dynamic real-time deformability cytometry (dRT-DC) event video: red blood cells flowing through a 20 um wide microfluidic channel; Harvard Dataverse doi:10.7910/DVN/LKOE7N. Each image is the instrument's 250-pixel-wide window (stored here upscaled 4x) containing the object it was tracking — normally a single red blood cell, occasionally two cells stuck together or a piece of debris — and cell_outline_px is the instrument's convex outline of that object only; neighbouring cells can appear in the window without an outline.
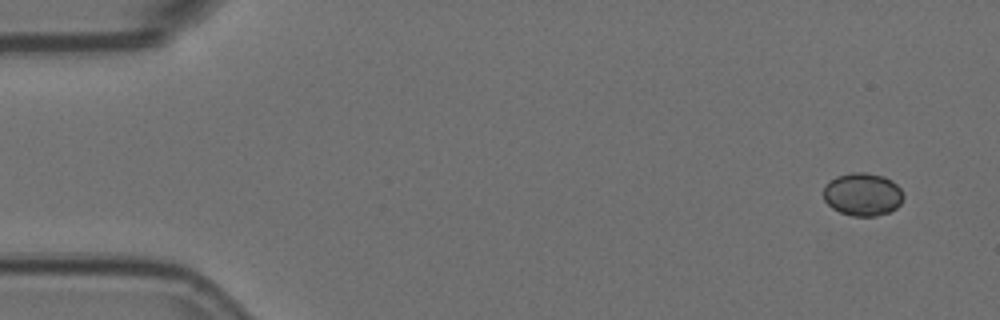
{"species": "Egyptian fruit bat (a non-hibernating species)", "species_latin": "Rousettus aegyptiacus", "temperature_condition": "room temperature", "stored_images_in_passage": 5, "camera_frame_rate_fps": 3000, "um_per_image_px": 0.085, "animal": {"sex": "female"}, "frame": {"image": 1, "passage_image": 1, "time_ms": 0.0, "image_size_px": [1000, 320], "cell_outline_px": [[904, 196], [900, 204], [896, 208], [888, 212], [876, 216], [852, 216], [840, 212], [832, 208], [824, 200], [824, 188], [836, 176], [852, 172], [864, 172], [884, 176], [892, 180], [900, 188]], "centroid_in_image_um": [73.34, 16.52], "position_along_channel_um": 11.7, "area_um2": 19.94}}
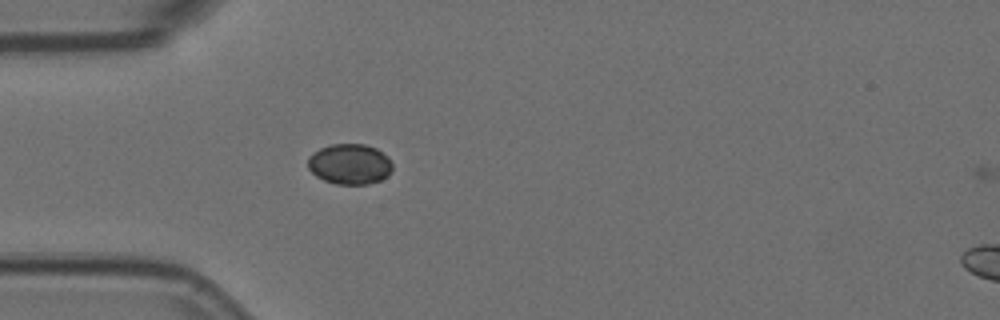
{"frame": {"image": 2, "passage_image": 4, "time_ms": 1.0, "image_size_px": [1000, 320], "cell_outline_px": [[392, 168], [388, 176], [380, 180], [368, 184], [336, 184], [324, 180], [316, 176], [308, 168], [308, 156], [312, 152], [320, 148], [332, 144], [364, 144], [376, 148], [388, 156], [392, 164]], "centroid_in_image_um": [29.72, 13.94], "position_along_channel_um": 55.3, "area_um2": 20.06}}